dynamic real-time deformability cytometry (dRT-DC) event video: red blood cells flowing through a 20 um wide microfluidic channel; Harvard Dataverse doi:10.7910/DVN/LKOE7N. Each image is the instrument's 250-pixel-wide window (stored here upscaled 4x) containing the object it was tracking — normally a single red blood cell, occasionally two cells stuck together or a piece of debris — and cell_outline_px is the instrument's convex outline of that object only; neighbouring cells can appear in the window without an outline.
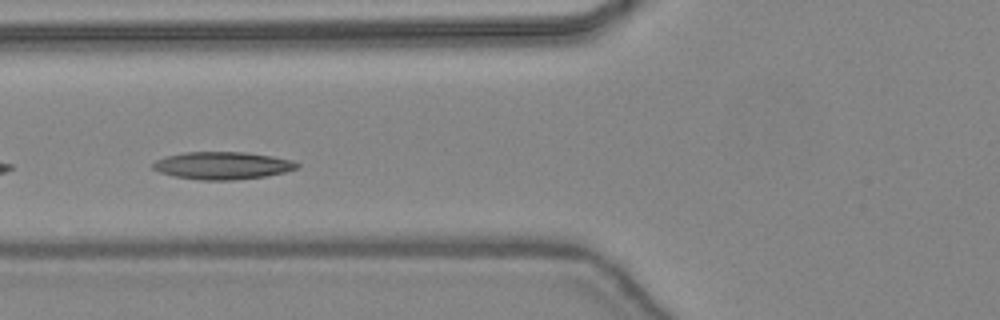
{"species": "common noctule bat (a hibernating species)", "species_latin": "Nyctalus noctula", "temperature_condition": "warm", "stored_images_in_passage": 19, "camera_frame_rate_fps": 3000, "um_per_image_px": 0.085, "animal": {"sex": "female", "body_mass_g": 24.6, "forearm_length_mm": 56.2}, "frame": {"image": 1, "passage_image": 16, "time_ms": 5.0, "image_size_px": [1000, 320], "cell_outline_px": [[300, 164], [296, 168], [284, 172], [264, 176], [232, 180], [200, 180], [176, 176], [160, 172], [152, 168], [152, 164], [156, 160], [164, 156], [184, 152], [244, 152], [272, 156], [292, 160]], "centroid_in_image_um": [18.88, 14.06], "position_along_channel_um": 106.9, "area_um2": 22.95}}